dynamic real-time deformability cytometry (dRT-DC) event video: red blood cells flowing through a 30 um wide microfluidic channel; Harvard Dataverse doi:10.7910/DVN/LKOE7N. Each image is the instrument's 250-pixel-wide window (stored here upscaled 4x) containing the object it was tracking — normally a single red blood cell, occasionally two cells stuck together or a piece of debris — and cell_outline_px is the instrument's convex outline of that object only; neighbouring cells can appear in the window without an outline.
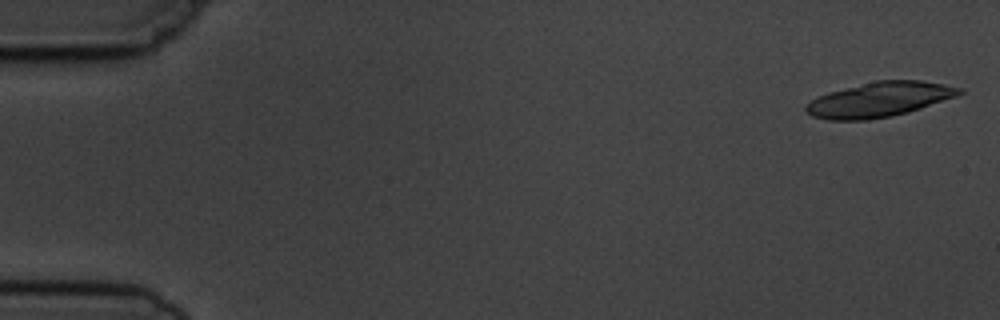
{"species": "common noctule bat (a hibernating species)", "species_latin": "Nyctalus noctula", "temperature_condition": "cold", "stored_images_in_passage": 6, "segment_of_instrument_passage": [2, 2], "camera_frame_rate_fps": 3000, "um_per_image_px": 0.085, "animal": {"sex": "male", "body_mass_g": 19.5, "forearm_length_mm": 54.6}, "frame": {"image": 1, "passage_image": 6, "time_ms": 5.667, "image_size_px": [1000, 320], "cell_outline_px": [[964, 92], [956, 96], [908, 112], [892, 116], [868, 120], [828, 120], [812, 116], [804, 112], [804, 104], [828, 92], [876, 80], [920, 80], [944, 84], [964, 88]], "centroid_in_image_um": [74.72, 8.46], "position_along_channel_um": 10.3, "area_um2": 31.15}}